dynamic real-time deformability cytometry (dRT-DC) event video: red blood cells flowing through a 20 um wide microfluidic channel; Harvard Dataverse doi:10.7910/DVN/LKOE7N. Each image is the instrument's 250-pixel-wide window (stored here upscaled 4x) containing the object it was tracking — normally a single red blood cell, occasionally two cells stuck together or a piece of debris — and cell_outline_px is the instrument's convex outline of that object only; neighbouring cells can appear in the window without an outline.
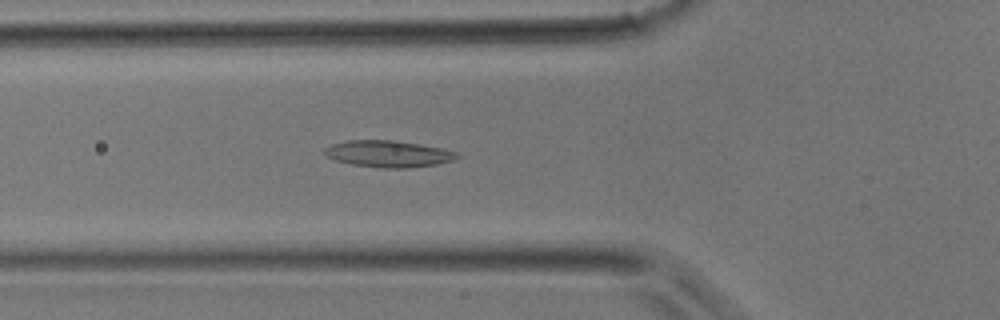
{"species": "common noctule bat (a hibernating species)", "species_latin": "Nyctalus noctula", "temperature_condition": "room temperature", "stored_images_in_passage": 35, "camera_frame_rate_fps": 3000, "um_per_image_px": 0.085, "animal": {"sex": "male", "body_mass_g": 17.9}, "frame": {"image": 1, "passage_image": 12, "time_ms": 3.667, "image_size_px": [1000, 320], "cell_outline_px": [[460, 156], [456, 160], [436, 164], [408, 168], [380, 168], [352, 164], [336, 160], [324, 156], [324, 148], [332, 144], [348, 140], [396, 140], [420, 144], [440, 148], [456, 152]], "centroid_in_image_um": [33.0, 13.07], "position_along_channel_um": 92.8, "area_um2": 20.63}}
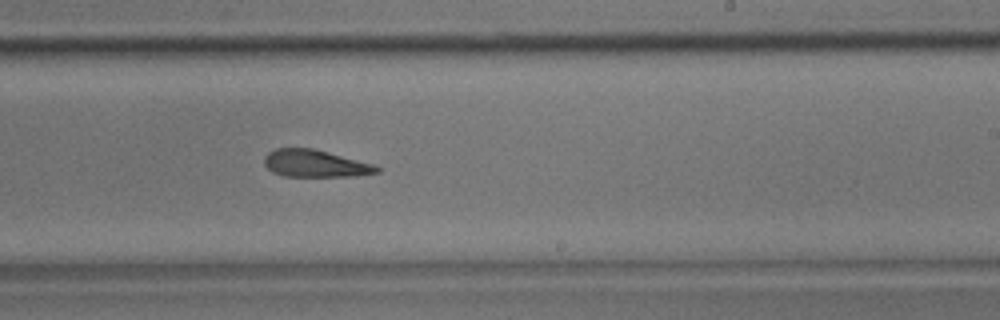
{"frame": {"image": 2, "passage_image": 21, "time_ms": 6.667, "image_size_px": [1000, 320], "cell_outline_px": [[380, 172], [356, 176], [284, 176], [272, 172], [264, 164], [264, 156], [268, 152], [276, 148], [312, 148], [376, 164], [380, 168]], "centroid_in_image_um": [26.81, 13.9], "position_along_channel_um": 262.2, "area_um2": 17.98}}
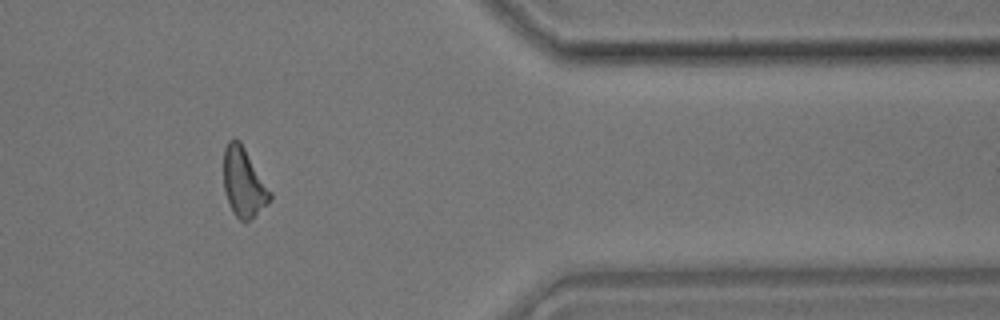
{"frame": {"image": 3, "passage_image": 29, "time_ms": 9.333, "image_size_px": [1000, 320], "cell_outline_px": [[272, 196], [244, 224], [232, 212], [224, 188], [224, 148], [228, 140], [240, 140], [272, 192]], "centroid_in_image_um": [20.69, 15.47], "position_along_channel_um": 390.7, "area_um2": 18.26}}